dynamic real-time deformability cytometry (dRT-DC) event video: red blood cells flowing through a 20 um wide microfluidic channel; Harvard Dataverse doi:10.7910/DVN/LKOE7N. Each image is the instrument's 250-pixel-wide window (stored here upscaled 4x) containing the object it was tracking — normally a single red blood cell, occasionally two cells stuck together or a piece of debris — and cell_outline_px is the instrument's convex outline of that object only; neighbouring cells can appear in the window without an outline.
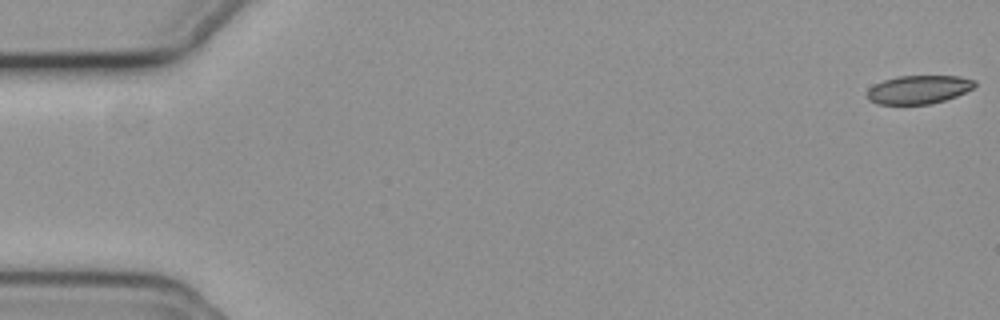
{"species": "common noctule bat (a hibernating species)", "species_latin": "Nyctalus noctula", "temperature_condition": "cold", "stored_images_in_passage": 29, "camera_frame_rate_fps": 3000, "um_per_image_px": 0.085, "animal": {"sex": "female", "body_mass_g": 19.3, "forearm_length_mm": 54.1}, "frame": {"image": 1, "passage_image": 1, "time_ms": 0.0, "image_size_px": [1000, 320], "cell_outline_px": [[976, 84], [972, 88], [956, 96], [944, 100], [928, 104], [876, 104], [868, 100], [868, 88], [884, 80], [896, 76], [960, 76], [976, 80]], "centroid_in_image_um": [78.08, 7.61], "position_along_channel_um": 6.9, "area_um2": 17.74}}
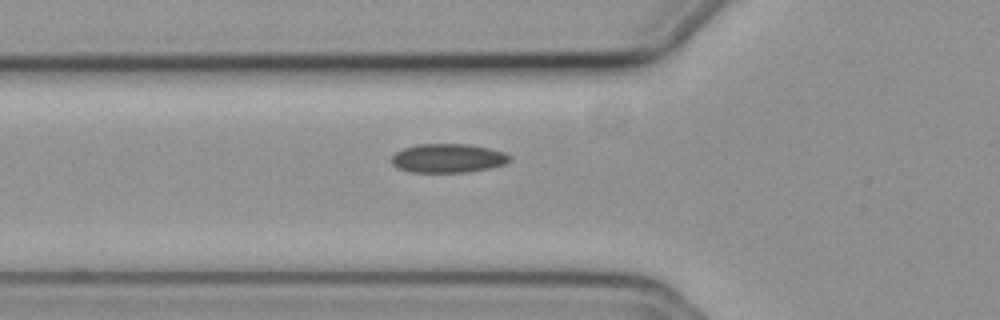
{"frame": {"image": 2, "passage_image": 20, "time_ms": 6.333, "image_size_px": [1000, 320], "cell_outline_px": [[512, 160], [504, 164], [488, 168], [468, 172], [412, 172], [400, 168], [392, 164], [392, 156], [396, 152], [404, 148], [416, 144], [468, 144], [488, 148], [504, 152], [512, 156]], "centroid_in_image_um": [38.1, 13.44], "position_along_channel_um": 87.7, "area_um2": 19.83}}
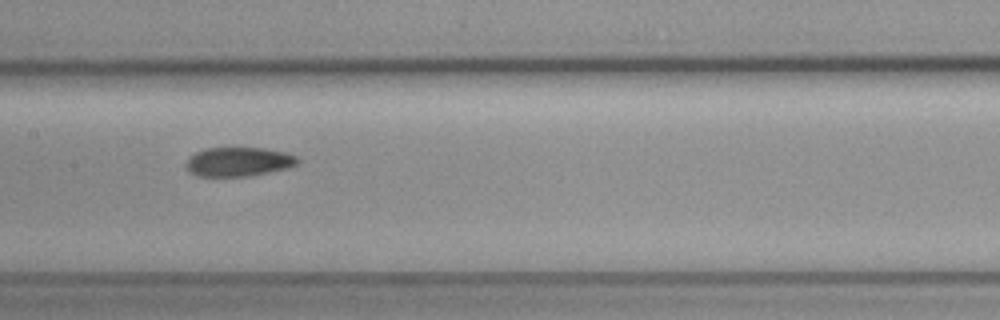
{"frame": {"image": 3, "passage_image": 28, "time_ms": 9.0, "image_size_px": [1000, 320], "cell_outline_px": [[300, 160], [296, 164], [288, 168], [248, 176], [200, 176], [188, 172], [184, 168], [184, 164], [196, 152], [204, 148], [264, 148], [284, 152], [296, 156]], "centroid_in_image_um": [20.25, 13.75], "position_along_channel_um": 187.2, "area_um2": 18.9}}